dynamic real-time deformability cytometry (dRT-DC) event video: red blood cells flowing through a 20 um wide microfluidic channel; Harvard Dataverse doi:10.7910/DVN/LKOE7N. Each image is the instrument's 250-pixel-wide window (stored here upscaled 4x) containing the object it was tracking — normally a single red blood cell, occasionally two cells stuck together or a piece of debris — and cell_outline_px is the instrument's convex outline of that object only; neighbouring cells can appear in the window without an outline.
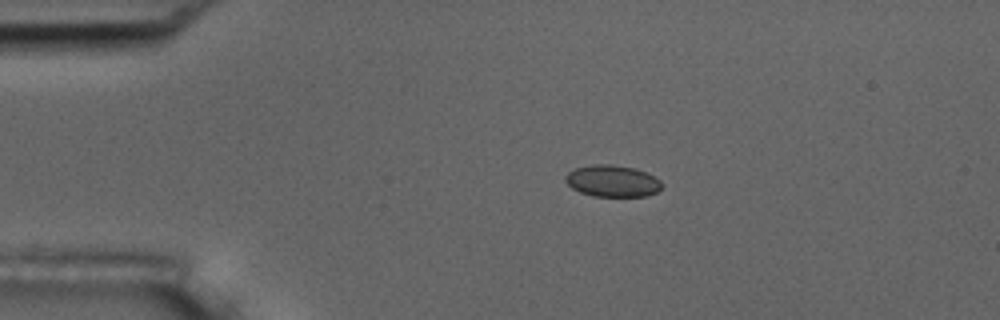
{"species": "common noctule bat (a hibernating species)", "species_latin": "Nyctalus noctula", "temperature_condition": "room temperature", "stored_images_in_passage": 45, "camera_frame_rate_fps": 3000, "um_per_image_px": 0.085, "animal": {"sex": "male", "body_mass_g": 17.5, "forearm_length_mm": 52.3}, "frame": {"image": 1, "passage_image": 1, "time_ms": 0.0, "image_size_px": [1000, 320], "cell_outline_px": [[664, 184], [656, 192], [648, 196], [592, 196], [580, 192], [572, 188], [564, 180], [564, 176], [568, 172], [576, 168], [592, 164], [612, 164], [636, 168], [660, 180]], "centroid_in_image_um": [52.04, 15.38], "position_along_channel_um": 33.0, "area_um2": 17.86}}
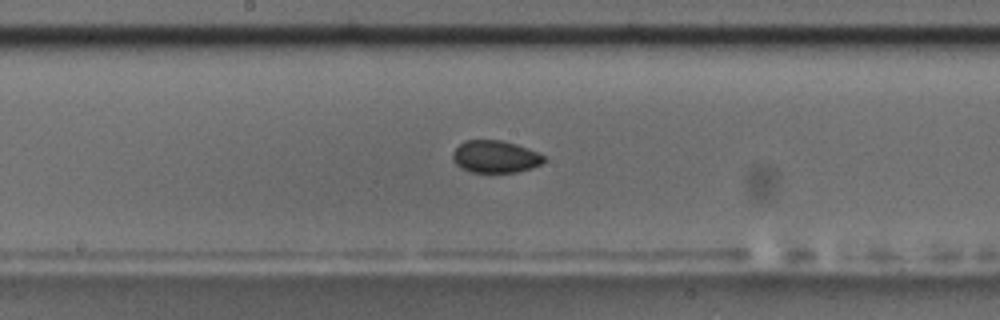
{"frame": {"image": 2, "passage_image": 19, "time_ms": 6.0, "image_size_px": [1000, 320], "cell_outline_px": [[544, 160], [540, 164], [532, 168], [516, 172], [472, 172], [460, 168], [452, 160], [452, 152], [464, 140], [500, 140], [516, 144], [536, 152], [544, 156]], "centroid_in_image_um": [42.05, 13.32], "position_along_channel_um": 206.2, "area_um2": 17.05}}
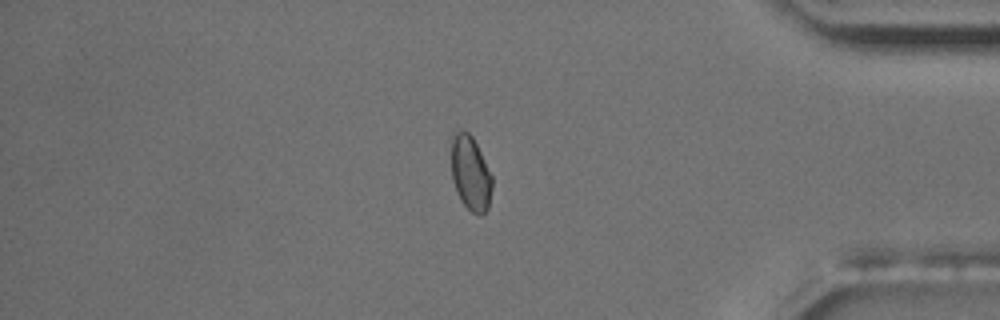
{"frame": {"image": 3, "passage_image": 37, "time_ms": 12.0, "image_size_px": [1000, 320], "cell_outline_px": [[492, 188], [488, 208], [480, 216], [472, 212], [460, 200], [452, 180], [452, 132], [468, 132], [472, 136], [492, 176]], "centroid_in_image_um": [39.99, 14.75], "position_along_channel_um": 395.2, "area_um2": 17.51}, "authors_computed_cell_mechanics": {"area_um2": 17.5712, "velocity_mm_per_s": 3.6304, "shape_relaxation_time_tau1_ms": 3.3079, "shape_relaxation_time_tau2_ms": 2.1836, "deformation_change_tau1": 0.0613, "deformation_change_tau2": 0.041}}